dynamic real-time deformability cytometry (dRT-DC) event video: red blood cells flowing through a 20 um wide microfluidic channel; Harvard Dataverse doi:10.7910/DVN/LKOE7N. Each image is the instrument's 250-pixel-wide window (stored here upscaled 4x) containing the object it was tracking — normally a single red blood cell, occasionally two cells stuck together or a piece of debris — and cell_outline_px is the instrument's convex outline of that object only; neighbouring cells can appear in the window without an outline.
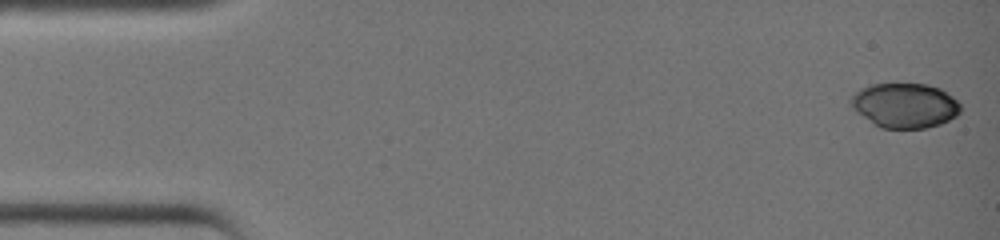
{"species": "common noctule bat (a hibernating species)", "species_latin": "Nyctalus noctula", "temperature_condition": "warm", "stored_images_in_passage": 39, "camera_frame_rate_fps": 3000, "um_per_image_px": 0.085, "animal": {"sex": "female", "body_mass_g": 19.0, "forearm_length_mm": 51.5}, "frame": {"image": 1, "passage_image": 1, "time_ms": 0.0, "image_size_px": [1000, 240], "cell_outline_px": [[960, 112], [956, 116], [940, 124], [924, 128], [880, 128], [864, 116], [848, 100], [860, 88], [872, 84], [928, 84], [940, 88], [952, 96], [960, 104]], "centroid_in_image_um": [76.94, 8.95], "position_along_channel_um": 8.1, "area_um2": 28.21}}
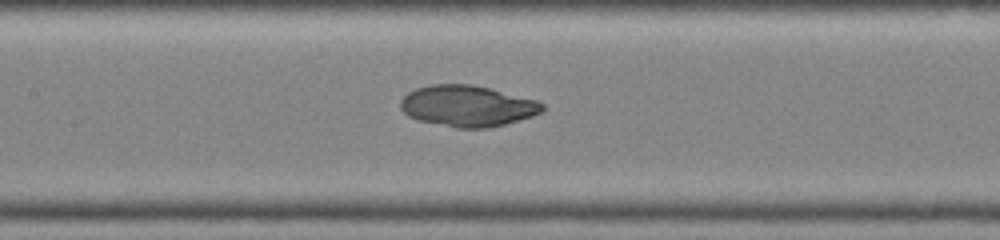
{"frame": {"image": 2, "passage_image": 19, "time_ms": 6.0, "image_size_px": [1000, 240], "cell_outline_px": [[544, 112], [532, 116], [504, 124], [488, 128], [456, 128], [416, 120], [408, 116], [400, 108], [400, 100], [408, 92], [416, 88], [432, 84], [472, 84], [536, 100], [544, 104]], "centroid_in_image_um": [39.71, 9.01], "position_along_channel_um": 167.7, "area_um2": 34.04}}
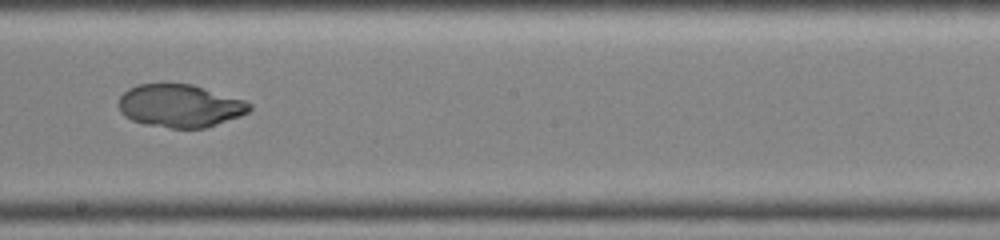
{"frame": {"image": 3, "passage_image": 23, "time_ms": 7.333, "image_size_px": [1000, 240], "cell_outline_px": [[252, 108], [248, 112], [240, 116], [208, 128], [172, 128], [144, 124], [132, 120], [124, 116], [120, 112], [120, 96], [128, 88], [136, 84], [192, 84], [244, 100], [252, 104]], "centroid_in_image_um": [15.31, 9.0], "position_along_channel_um": 232.9, "area_um2": 32.71}}